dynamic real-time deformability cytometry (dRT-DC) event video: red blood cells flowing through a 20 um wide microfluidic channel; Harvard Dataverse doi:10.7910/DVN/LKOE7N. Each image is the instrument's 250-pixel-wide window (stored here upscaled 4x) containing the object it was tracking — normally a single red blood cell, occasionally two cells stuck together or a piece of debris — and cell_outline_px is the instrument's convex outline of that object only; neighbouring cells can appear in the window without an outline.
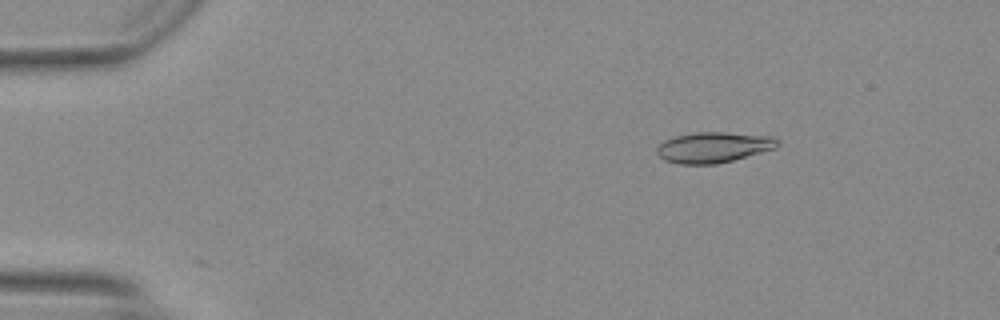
{"species": "Egyptian fruit bat (a non-hibernating species)", "species_latin": "Rousettus aegyptiacus", "temperature_condition": "warm", "stored_images_in_passage": 45, "camera_frame_rate_fps": 3000, "um_per_image_px": 0.085, "animal": {"sex": "female"}, "frame": {"image": 1, "passage_image": 7, "time_ms": 2.0, "image_size_px": [1000, 320], "cell_outline_px": [[780, 140], [776, 148], [732, 160], [716, 164], [680, 164], [664, 160], [656, 152], [656, 148], [664, 140], [676, 136], [696, 132], [724, 132], [772, 136]], "centroid_in_image_um": [60.64, 12.52], "position_along_channel_um": 24.4, "area_um2": 21.44}}
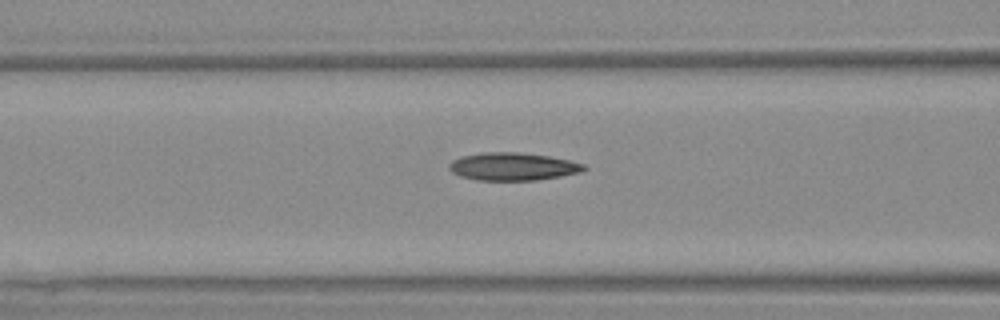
{"frame": {"image": 2, "passage_image": 20, "time_ms": 6.333, "image_size_px": [1000, 320], "cell_outline_px": [[588, 168], [580, 172], [560, 176], [536, 180], [476, 180], [460, 176], [452, 172], [448, 168], [448, 164], [452, 160], [464, 156], [480, 152], [520, 152], [548, 156], [568, 160], [584, 164]], "centroid_in_image_um": [43.56, 14.15], "position_along_channel_um": 123.0, "area_um2": 21.79}}
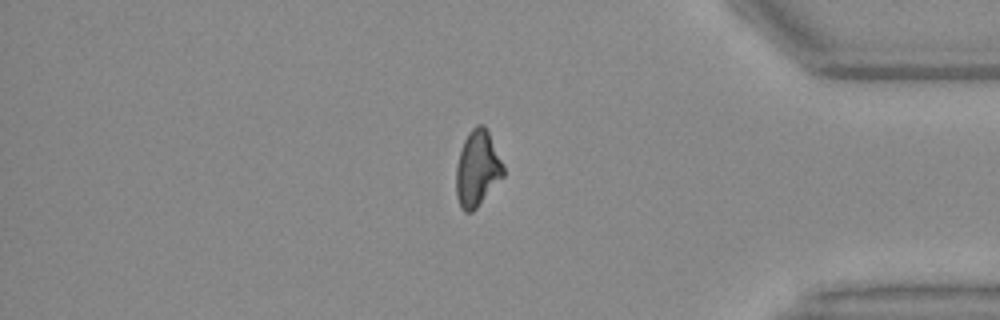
{"frame": {"image": 3, "passage_image": 41, "time_ms": 13.333, "image_size_px": [1000, 320], "cell_outline_px": [[504, 176], [476, 208], [472, 212], [464, 212], [460, 208], [456, 196], [456, 168], [460, 152], [464, 140], [468, 132], [476, 124], [484, 124], [488, 132], [504, 168]], "centroid_in_image_um": [40.55, 14.35], "position_along_channel_um": 394.6, "area_um2": 20.69}, "authors_computed_cell_mechanics": {"area_um2": 21.097, "velocity_mm_per_s": 4.235, "shape_relaxation_time_tau1_ms": null, "shape_relaxation_time_tau2_ms": 2.923, "deformation_change_tau1": null, "deformation_change_tau2": 0.1192}}